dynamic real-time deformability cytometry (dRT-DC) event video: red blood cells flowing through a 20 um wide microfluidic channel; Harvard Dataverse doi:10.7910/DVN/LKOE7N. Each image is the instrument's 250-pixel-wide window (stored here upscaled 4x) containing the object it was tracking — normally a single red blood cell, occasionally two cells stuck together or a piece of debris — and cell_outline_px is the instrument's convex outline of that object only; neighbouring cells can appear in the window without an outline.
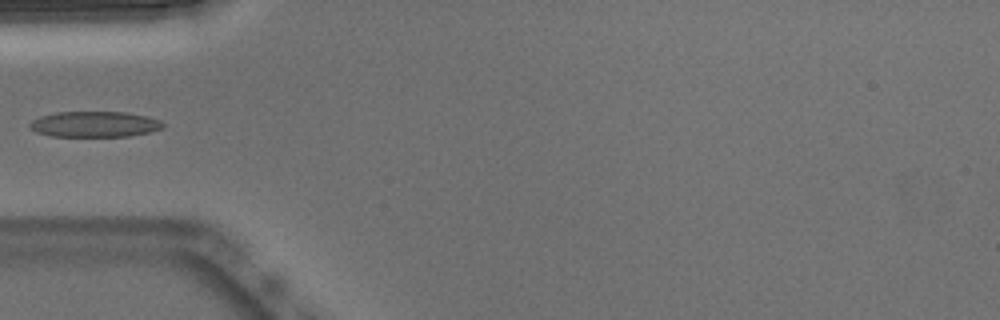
{"species": "Egyptian fruit bat (a non-hibernating species)", "species_latin": "Rousettus aegyptiacus", "temperature_condition": "warm", "stored_images_in_passage": 36, "camera_frame_rate_fps": 3000, "um_per_image_px": 0.085, "animal": {"sex": "male"}, "frame": {"image": 1, "passage_image": 1, "time_ms": 0.0, "image_size_px": [1000, 320], "cell_outline_px": [[164, 128], [148, 132], [128, 136], [52, 136], [36, 132], [28, 124], [32, 120], [40, 116], [56, 112], [124, 112], [148, 116], [160, 120], [164, 124]], "centroid_in_image_um": [8.05, 10.55], "position_along_channel_um": 77.0, "area_um2": 19.88}}
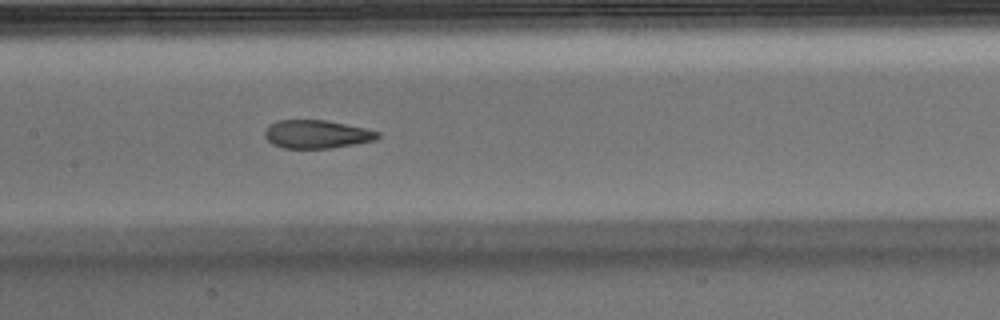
{"frame": {"image": 2, "passage_image": 9, "time_ms": 2.667, "image_size_px": [1000, 320], "cell_outline_px": [[380, 136], [376, 140], [332, 148], [284, 148], [272, 144], [264, 136], [264, 132], [268, 124], [276, 120], [324, 120], [364, 128], [380, 132]], "centroid_in_image_um": [26.89, 11.41], "position_along_channel_um": 180.5, "area_um2": 18.61}}
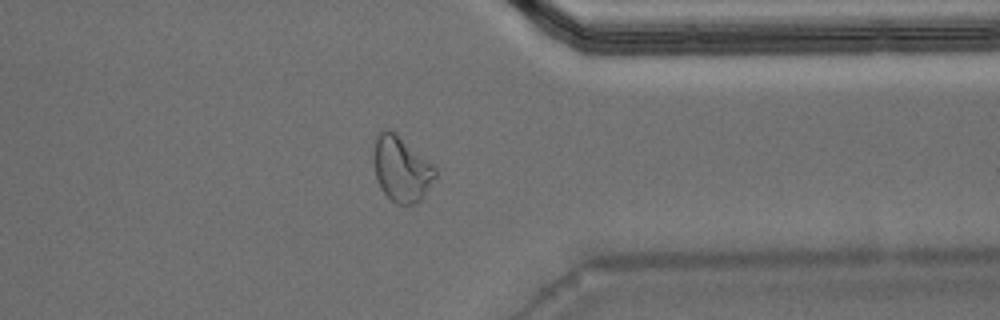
{"frame": {"image": 3, "passage_image": 25, "time_ms": 8.0, "image_size_px": [1000, 320], "cell_outline_px": [[436, 176], [424, 196], [416, 204], [396, 204], [380, 188], [376, 176], [372, 160], [376, 136], [384, 128], [392, 128], [436, 164]], "centroid_in_image_um": [34.14, 14.3], "position_along_channel_um": 377.3, "area_um2": 24.22}}